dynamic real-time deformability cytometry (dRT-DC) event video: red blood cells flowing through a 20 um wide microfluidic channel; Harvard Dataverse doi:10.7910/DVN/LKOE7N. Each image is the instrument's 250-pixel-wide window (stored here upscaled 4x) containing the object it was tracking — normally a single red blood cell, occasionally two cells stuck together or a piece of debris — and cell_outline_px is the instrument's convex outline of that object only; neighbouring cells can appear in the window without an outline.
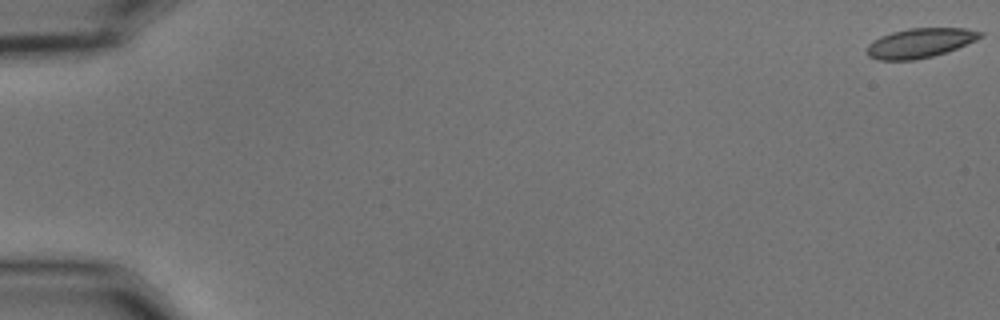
{"species": "common noctule bat (a hibernating species)", "species_latin": "Nyctalus noctula", "temperature_condition": "cold", "stored_images_in_passage": 56, "camera_frame_rate_fps": 3000, "um_per_image_px": 0.085, "animal": {"sex": "male", "body_mass_g": 15.6}, "frame": {"image": 1, "passage_image": 1, "time_ms": 0.0, "image_size_px": [1000, 320], "cell_outline_px": [[984, 36], [976, 40], [956, 48], [932, 56], [912, 60], [880, 60], [868, 56], [864, 48], [872, 40], [880, 36], [892, 32], [908, 28], [964, 28], [984, 32]], "centroid_in_image_um": [78.16, 3.64], "position_along_channel_um": 6.8, "area_um2": 19.54}}
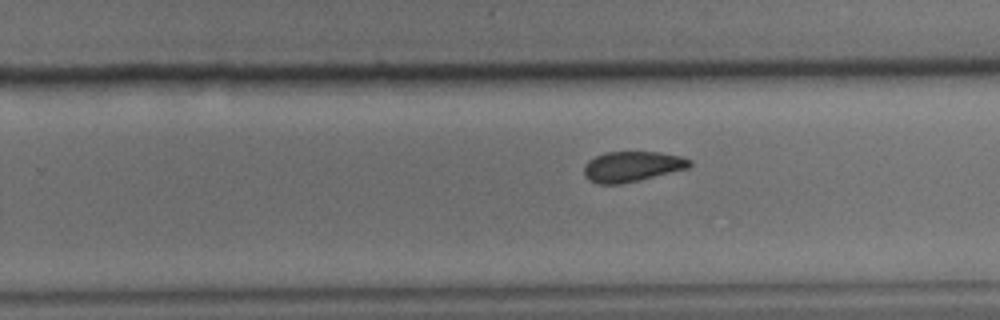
{"frame": {"image": 2, "passage_image": 37, "time_ms": 12.0, "image_size_px": [1000, 320], "cell_outline_px": [[692, 164], [688, 168], [640, 180], [620, 184], [596, 184], [588, 180], [584, 176], [584, 164], [588, 160], [604, 152], [660, 152], [680, 156], [692, 160]], "centroid_in_image_um": [53.7, 14.16], "position_along_channel_um": 276.1, "area_um2": 18.84}}
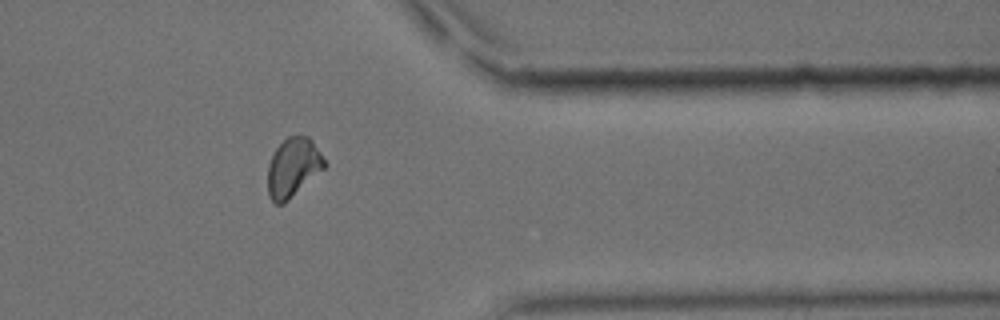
{"frame": {"image": 3, "passage_image": 47, "time_ms": 15.333, "image_size_px": [1000, 320], "cell_outline_px": [[328, 164], [324, 168], [284, 204], [276, 204], [268, 196], [268, 164], [276, 148], [288, 136], [300, 132], [308, 136], [312, 140]], "centroid_in_image_um": [24.92, 14.2], "position_along_channel_um": 386.5, "area_um2": 19.65}, "authors_computed_cell_mechanics": {"area_um2": 19.6231, "velocity_mm_per_s": 3.6148, "shape_relaxation_time_tau1_ms": null, "shape_relaxation_time_tau2_ms": 3.5446, "deformation_change_tau1": null, "deformation_change_tau2": 0.0776}}